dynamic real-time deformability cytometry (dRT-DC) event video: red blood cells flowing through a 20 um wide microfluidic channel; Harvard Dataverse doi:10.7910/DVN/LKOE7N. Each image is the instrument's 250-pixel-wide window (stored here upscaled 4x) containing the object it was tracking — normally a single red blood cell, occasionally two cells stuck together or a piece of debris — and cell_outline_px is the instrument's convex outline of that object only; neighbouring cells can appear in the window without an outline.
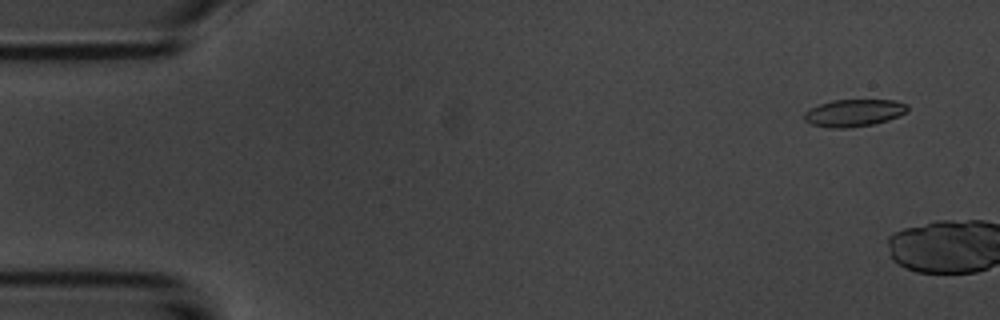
{"species": "common noctule bat (a hibernating species)", "species_latin": "Nyctalus noctula", "temperature_condition": "room temperature", "stored_images_in_passage": 8, "camera_frame_rate_fps": 3000, "um_per_image_px": 0.085, "animal": {"sex": "male", "body_mass_g": 20.1, "forearm_length_mm": 53.5}, "frame": {"image": 1, "passage_image": 4, "time_ms": 1.0, "image_size_px": [1000, 320], "cell_outline_px": [[908, 108], [900, 116], [888, 120], [872, 124], [844, 128], [832, 128], [812, 124], [804, 120], [804, 112], [820, 104], [832, 100], [896, 100], [908, 104]], "centroid_in_image_um": [72.6, 9.59], "position_along_channel_um": 12.4, "area_um2": 16.24}}